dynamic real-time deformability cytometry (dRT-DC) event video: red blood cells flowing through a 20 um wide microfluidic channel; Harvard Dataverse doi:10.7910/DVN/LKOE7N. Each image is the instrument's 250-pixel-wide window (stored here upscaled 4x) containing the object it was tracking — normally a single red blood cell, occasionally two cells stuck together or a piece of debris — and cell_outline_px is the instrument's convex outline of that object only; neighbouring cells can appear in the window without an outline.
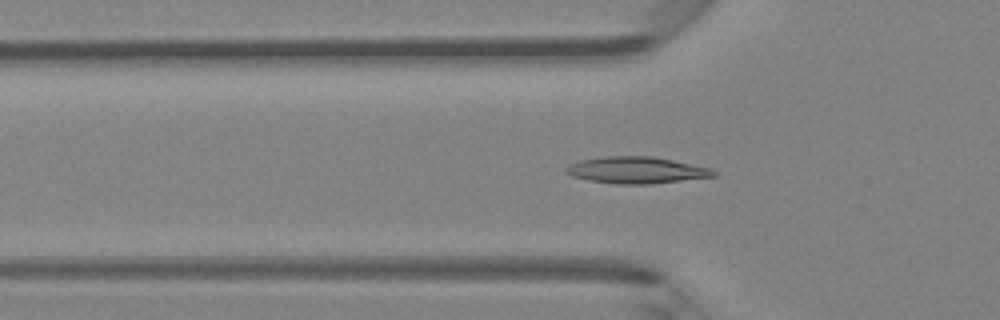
{"species": "Egyptian fruit bat (a non-hibernating species)", "species_latin": "Rousettus aegyptiacus", "temperature_condition": "room temperature", "stored_images_in_passage": 43, "camera_frame_rate_fps": 3000, "um_per_image_px": 0.085, "animal": {"sex": "female"}, "frame": {"image": 1, "passage_image": 10, "time_ms": 3.0, "image_size_px": [1000, 320], "cell_outline_px": [[716, 176], [652, 184], [616, 184], [588, 180], [572, 176], [564, 172], [564, 168], [568, 164], [580, 160], [604, 156], [652, 156], [712, 168], [716, 172]], "centroid_in_image_um": [54.06, 14.46], "position_along_channel_um": 71.7, "area_um2": 23.06}}
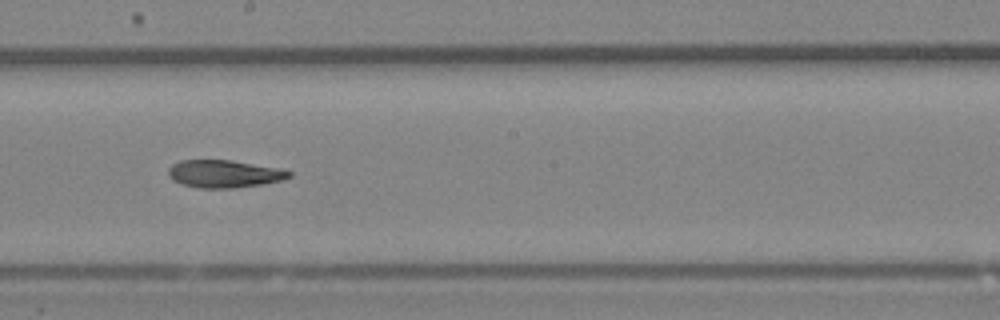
{"frame": {"image": 2, "passage_image": 21, "time_ms": 6.667, "image_size_px": [1000, 320], "cell_outline_px": [[292, 176], [284, 180], [264, 184], [236, 188], [200, 188], [180, 184], [172, 180], [168, 176], [168, 168], [172, 164], [180, 160], [232, 160], [280, 168], [292, 172]], "centroid_in_image_um": [19.06, 14.78], "position_along_channel_um": 229.1, "area_um2": 19.77}}
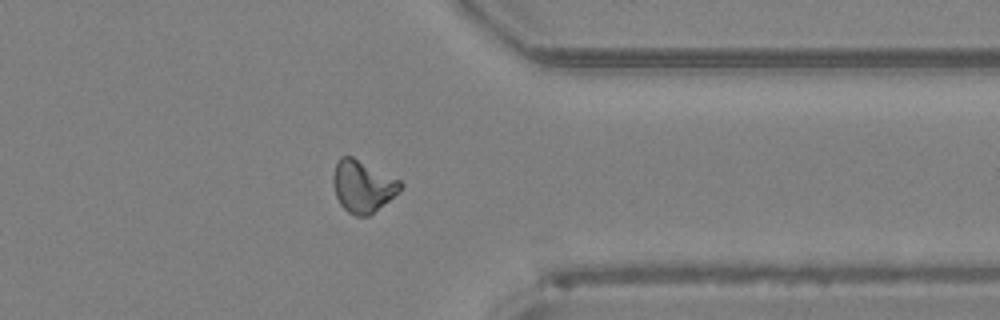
{"frame": {"image": 3, "passage_image": 32, "time_ms": 10.333, "image_size_px": [1000, 320], "cell_outline_px": [[404, 184], [388, 200], [368, 216], [356, 216], [348, 212], [340, 204], [336, 196], [332, 184], [332, 176], [336, 164], [340, 156], [352, 156], [400, 180]], "centroid_in_image_um": [30.78, 15.82], "position_along_channel_um": 380.6, "area_um2": 20.06}}